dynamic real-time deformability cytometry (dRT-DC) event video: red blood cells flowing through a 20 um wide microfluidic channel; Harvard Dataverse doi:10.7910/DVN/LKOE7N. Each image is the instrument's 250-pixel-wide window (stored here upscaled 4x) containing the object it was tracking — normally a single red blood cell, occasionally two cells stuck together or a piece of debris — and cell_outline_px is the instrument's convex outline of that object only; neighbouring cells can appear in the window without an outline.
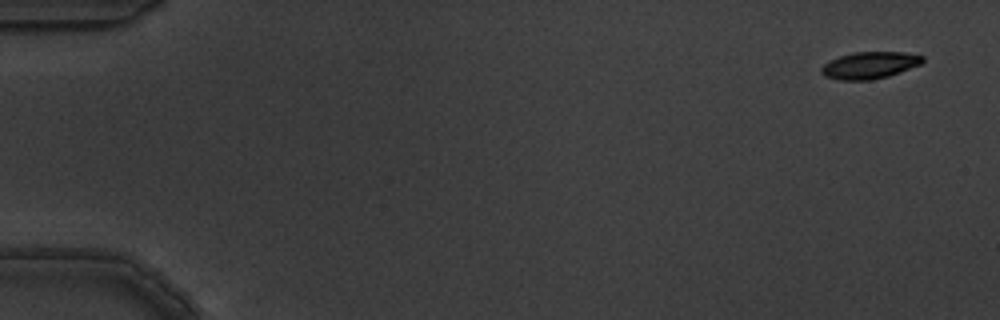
{"species": "common noctule bat (a hibernating species)", "species_latin": "Nyctalus noctula", "temperature_condition": "warm", "stored_images_in_passage": 8, "camera_frame_rate_fps": 3000, "um_per_image_px": 0.085, "animal": {"sex": "male", "body_mass_g": 19.5, "forearm_length_mm": 54.6}, "frame": {"image": 1, "passage_image": 1, "time_ms": 0.0, "image_size_px": [1000, 320], "cell_outline_px": [[924, 60], [920, 64], [900, 72], [888, 76], [872, 80], [840, 80], [824, 76], [820, 72], [820, 68], [824, 64], [840, 56], [852, 52], [904, 52], [924, 56]], "centroid_in_image_um": [73.91, 5.55], "position_along_channel_um": 11.1, "area_um2": 15.84}}
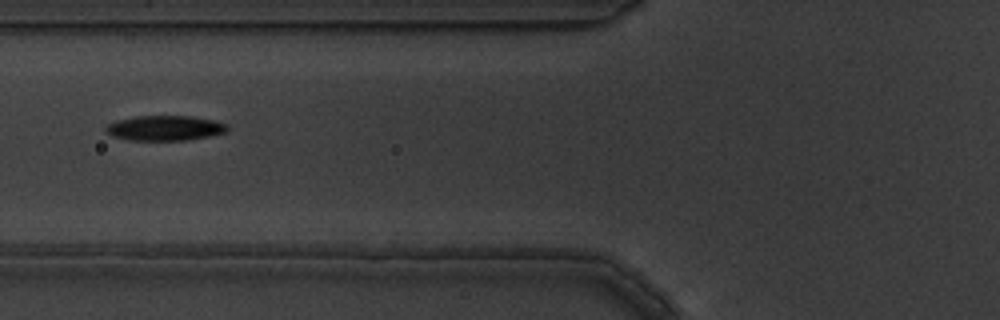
{"frame": {"image": 2, "passage_image": 7, "time_ms": 2.0, "image_size_px": [1000, 320], "cell_outline_px": [[228, 132], [208, 136], [184, 140], [128, 140], [112, 136], [104, 128], [108, 124], [116, 120], [136, 116], [192, 116], [216, 120], [228, 124]], "centroid_in_image_um": [14.04, 10.88], "position_along_channel_um": 111.8, "area_um2": 17.8}}
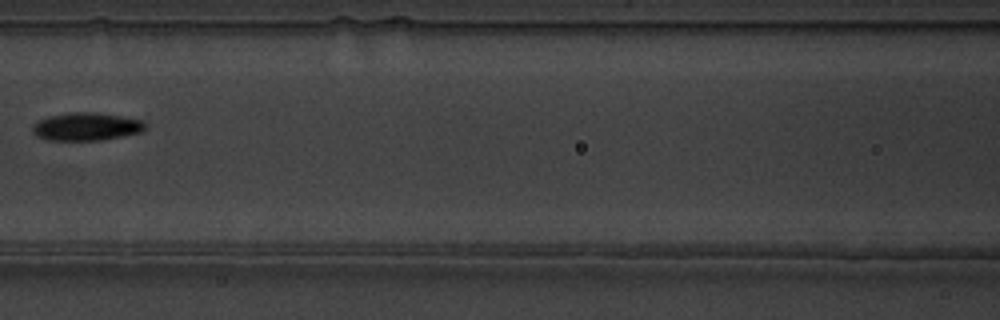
{"frame": {"image": 3, "passage_image": 8, "time_ms": 2.333, "image_size_px": [1000, 320], "cell_outline_px": [[148, 128], [140, 132], [100, 140], [48, 140], [36, 136], [32, 132], [32, 124], [36, 120], [48, 116], [68, 112], [92, 112], [120, 116], [144, 120], [148, 124]], "centroid_in_image_um": [7.31, 10.75], "position_along_channel_um": 159.3, "area_um2": 18.55}}